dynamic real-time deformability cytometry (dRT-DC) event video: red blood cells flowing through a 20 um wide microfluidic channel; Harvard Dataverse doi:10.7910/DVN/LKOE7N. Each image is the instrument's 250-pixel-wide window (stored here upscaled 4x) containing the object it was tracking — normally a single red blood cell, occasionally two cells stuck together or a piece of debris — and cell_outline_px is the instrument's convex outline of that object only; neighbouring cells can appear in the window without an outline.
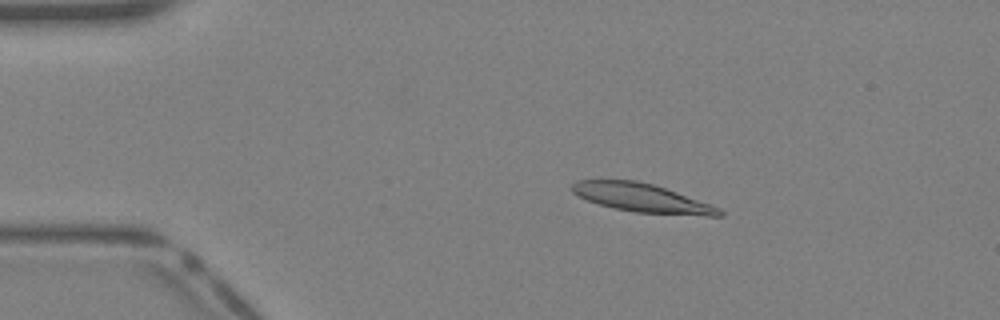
{"species": "Egyptian fruit bat (a non-hibernating species)", "species_latin": "Rousettus aegyptiacus", "temperature_condition": "warm", "stored_images_in_passage": 39, "camera_frame_rate_fps": 3000, "um_per_image_px": 0.085, "animal": {"sex": "female"}, "frame": {"image": 1, "passage_image": 7, "time_ms": 2.0, "image_size_px": [1000, 320], "cell_outline_px": [[724, 216], [708, 216], [636, 212], [616, 208], [600, 204], [588, 200], [572, 192], [572, 184], [576, 180], [636, 180], [652, 184], [712, 204], [720, 208], [724, 212]], "centroid_in_image_um": [54.61, 16.82], "position_along_channel_um": 30.4, "area_um2": 24.22}}
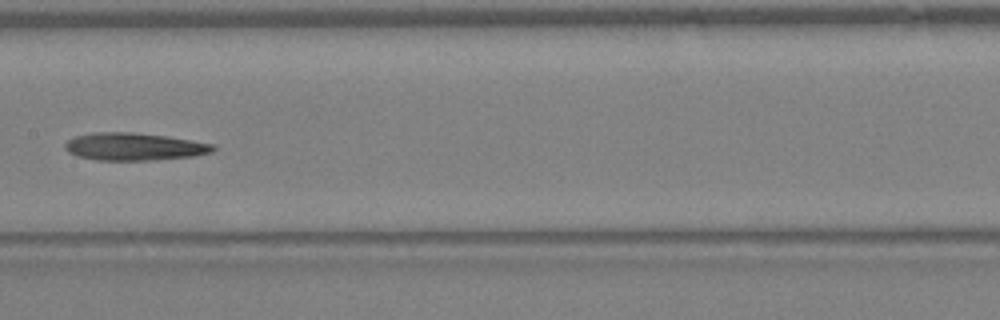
{"frame": {"image": 2, "passage_image": 20, "time_ms": 6.333, "image_size_px": [1000, 320], "cell_outline_px": [[216, 148], [212, 152], [192, 156], [152, 160], [96, 160], [76, 156], [68, 152], [64, 148], [64, 144], [68, 140], [76, 136], [92, 132], [132, 132], [168, 136], [216, 144]], "centroid_in_image_um": [11.4, 12.46], "position_along_channel_um": 196.0, "area_um2": 23.93}}
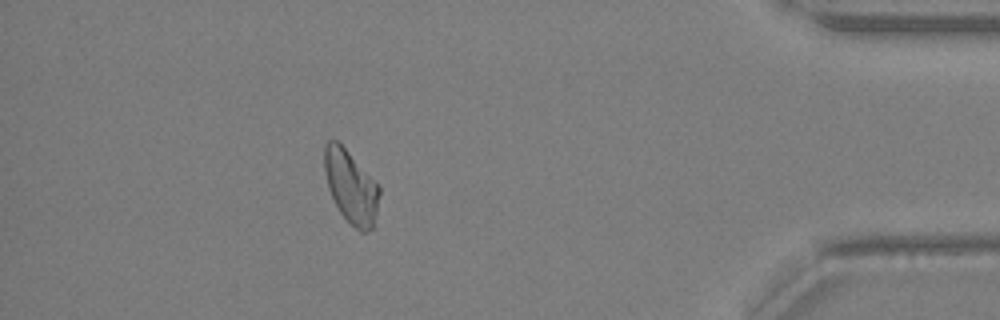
{"frame": {"image": 3, "passage_image": 35, "time_ms": 11.333, "image_size_px": [1000, 320], "cell_outline_px": [[380, 192], [376, 212], [372, 228], [368, 232], [360, 232], [340, 212], [328, 188], [324, 172], [324, 144], [328, 140], [336, 140], [380, 184]], "centroid_in_image_um": [29.83, 15.85], "position_along_channel_um": 405.4, "area_um2": 23.18}}